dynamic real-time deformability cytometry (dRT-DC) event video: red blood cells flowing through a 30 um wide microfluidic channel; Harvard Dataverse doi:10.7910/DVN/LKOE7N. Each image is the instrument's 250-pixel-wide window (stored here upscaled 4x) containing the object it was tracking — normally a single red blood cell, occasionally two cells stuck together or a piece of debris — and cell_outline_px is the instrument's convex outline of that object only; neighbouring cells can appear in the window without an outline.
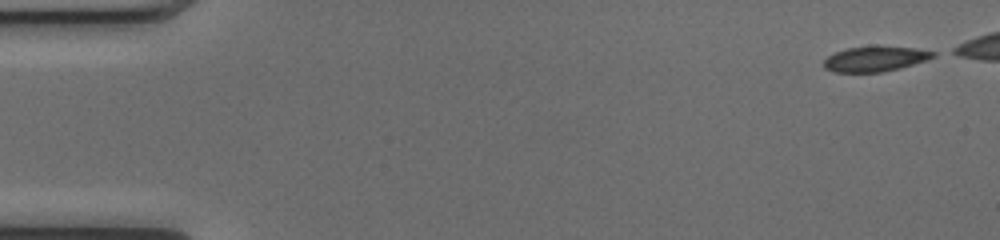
{"species": "common noctule bat (a hibernating species)", "species_latin": "Nyctalus noctula", "temperature_condition": "cold", "stored_images_in_passage": 44, "camera_frame_rate_fps": 3000, "um_per_image_px": 0.085, "animal": {"sex": "female", "body_mass_g": 17.0, "forearm_length_mm": 48.0}, "frame": {"image": 1, "passage_image": 1, "time_ms": 0.0, "image_size_px": [1000, 240], "cell_outline_px": [[936, 56], [928, 60], [900, 68], [880, 72], [836, 72], [824, 68], [824, 60], [828, 56], [836, 52], [848, 48], [916, 48], [936, 52]], "centroid_in_image_um": [74.41, 5.04], "position_along_channel_um": 10.6, "area_um2": 15.43}}
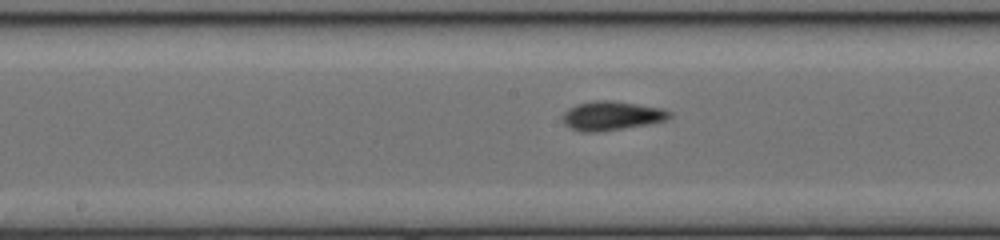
{"frame": {"image": 2, "passage_image": 25, "time_ms": 8.0, "image_size_px": [1000, 240], "cell_outline_px": [[672, 116], [664, 120], [648, 124], [596, 132], [584, 132], [572, 128], [564, 124], [564, 112], [568, 108], [576, 104], [596, 100], [612, 100], [664, 108], [672, 112]], "centroid_in_image_um": [52.01, 9.82], "position_along_channel_um": 196.2, "area_um2": 17.98}}
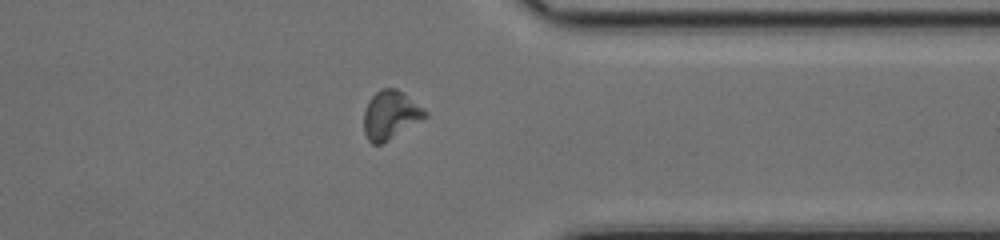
{"frame": {"image": 3, "passage_image": 39, "time_ms": 12.667, "image_size_px": [1000, 240], "cell_outline_px": [[428, 116], [388, 140], [380, 144], [372, 144], [368, 140], [364, 132], [364, 112], [368, 100], [380, 88], [396, 88], [404, 92], [424, 108], [428, 112]], "centroid_in_image_um": [33.19, 9.75], "position_along_channel_um": 378.2, "area_um2": 17.34}, "authors_computed_cell_mechanics": {"area_um2": 16.762, "velocity_mm_per_s": 4.0565, "shape_relaxation_time_tau1_ms": null, "shape_relaxation_time_tau2_ms": 5.5071, "deformation_change_tau1": null, "deformation_change_tau2": 0.1252}}